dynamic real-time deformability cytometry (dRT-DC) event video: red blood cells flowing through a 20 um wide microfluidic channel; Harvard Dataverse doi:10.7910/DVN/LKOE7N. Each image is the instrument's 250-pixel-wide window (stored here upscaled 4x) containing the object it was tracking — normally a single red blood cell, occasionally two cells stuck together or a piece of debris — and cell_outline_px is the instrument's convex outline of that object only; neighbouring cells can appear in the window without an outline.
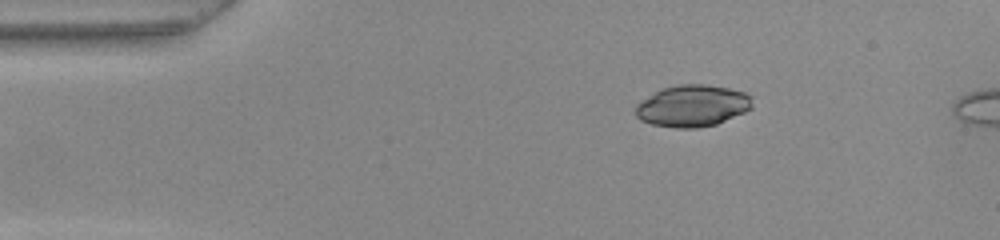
{"species": "common noctule bat (a hibernating species)", "species_latin": "Nyctalus noctula", "temperature_condition": "warm", "stored_images_in_passage": 43, "camera_frame_rate_fps": 3000, "um_per_image_px": 0.085, "animal": {"sex": "female", "body_mass_g": 22.0, "forearm_length_mm": 56.7}, "frame": {"image": 1, "passage_image": 1, "time_ms": 0.0, "image_size_px": [1000, 240], "cell_outline_px": [[752, 108], [744, 112], [716, 124], [696, 128], [676, 128], [652, 124], [640, 120], [636, 116], [636, 104], [656, 92], [664, 88], [680, 84], [704, 84], [728, 88], [744, 92], [752, 96]], "centroid_in_image_um": [58.87, 9.0], "position_along_channel_um": 26.1, "area_um2": 28.15}}
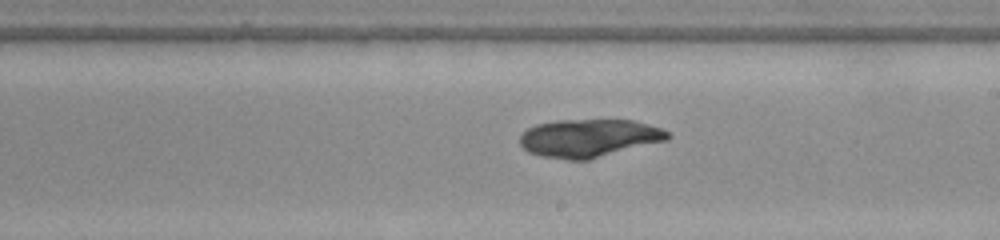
{"frame": {"image": 2, "passage_image": 22, "time_ms": 7.0, "image_size_px": [1000, 240], "cell_outline_px": [[672, 136], [668, 140], [588, 160], [568, 160], [540, 156], [528, 152], [520, 144], [520, 136], [528, 128], [536, 124], [556, 120], [632, 120], [660, 128], [668, 132]], "centroid_in_image_um": [50.06, 11.74], "position_along_channel_um": 238.9, "area_um2": 32.77}}
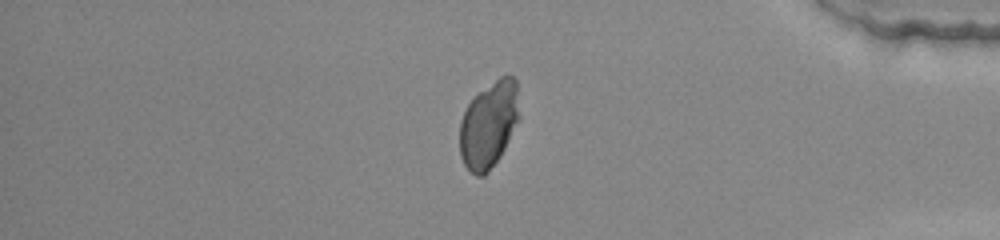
{"frame": {"image": 3, "passage_image": 36, "time_ms": 11.667, "image_size_px": [1000, 240], "cell_outline_px": [[520, 120], [500, 156], [488, 172], [484, 176], [476, 176], [464, 164], [460, 156], [460, 120], [468, 104], [480, 92], [500, 76], [508, 72], [516, 80], [520, 116]], "centroid_in_image_um": [41.58, 10.58], "position_along_channel_um": 393.6, "area_um2": 30.11}}